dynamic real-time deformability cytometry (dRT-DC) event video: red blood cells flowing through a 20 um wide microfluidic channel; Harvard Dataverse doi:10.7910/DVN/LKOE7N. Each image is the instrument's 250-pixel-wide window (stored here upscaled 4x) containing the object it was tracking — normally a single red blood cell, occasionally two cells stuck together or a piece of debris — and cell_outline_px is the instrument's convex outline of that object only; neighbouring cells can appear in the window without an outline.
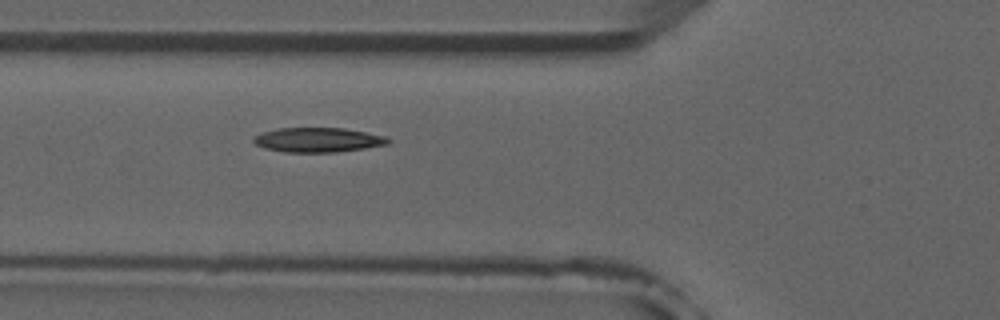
{"species": "common noctule bat (a hibernating species)", "species_latin": "Nyctalus noctula", "temperature_condition": "room temperature", "stored_images_in_passage": 5, "camera_frame_rate_fps": 3000, "um_per_image_px": 0.085, "animal": {"sex": "male", "forearm_length_mm": 52.5}, "frame": {"image": 1, "passage_image": 5, "time_ms": 4.667, "image_size_px": [1000, 320], "cell_outline_px": [[392, 140], [388, 144], [364, 148], [336, 152], [284, 152], [264, 148], [256, 144], [252, 140], [252, 136], [264, 132], [280, 128], [344, 128], [384, 136]], "centroid_in_image_um": [27.0, 11.89], "position_along_channel_um": 98.8, "area_um2": 19.13}}